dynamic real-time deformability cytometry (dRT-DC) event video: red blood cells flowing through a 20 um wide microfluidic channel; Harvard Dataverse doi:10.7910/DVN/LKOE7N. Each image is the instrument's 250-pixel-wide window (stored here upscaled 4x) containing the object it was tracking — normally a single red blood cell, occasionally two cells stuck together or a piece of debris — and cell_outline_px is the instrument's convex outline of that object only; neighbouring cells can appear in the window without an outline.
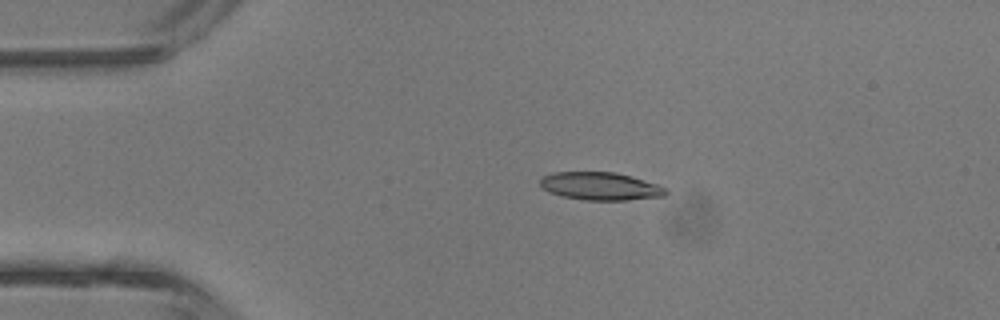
{"species": "common noctule bat (a hibernating species)", "species_latin": "Nyctalus noctula", "temperature_condition": "room temperature", "stored_images_in_passage": 4, "camera_frame_rate_fps": 3000, "um_per_image_px": 0.085, "animal": {"sex": "male", "body_mass_g": 13.3}, "frame": {"image": 1, "passage_image": 3, "time_ms": 2.333, "image_size_px": [1000, 320], "cell_outline_px": [[668, 192], [664, 196], [628, 200], [584, 200], [560, 196], [548, 192], [540, 184], [540, 180], [544, 176], [552, 172], [616, 172], [632, 176], [660, 184], [668, 188]], "centroid_in_image_um": [51.08, 15.82], "position_along_channel_um": 33.9, "area_um2": 20.69}}